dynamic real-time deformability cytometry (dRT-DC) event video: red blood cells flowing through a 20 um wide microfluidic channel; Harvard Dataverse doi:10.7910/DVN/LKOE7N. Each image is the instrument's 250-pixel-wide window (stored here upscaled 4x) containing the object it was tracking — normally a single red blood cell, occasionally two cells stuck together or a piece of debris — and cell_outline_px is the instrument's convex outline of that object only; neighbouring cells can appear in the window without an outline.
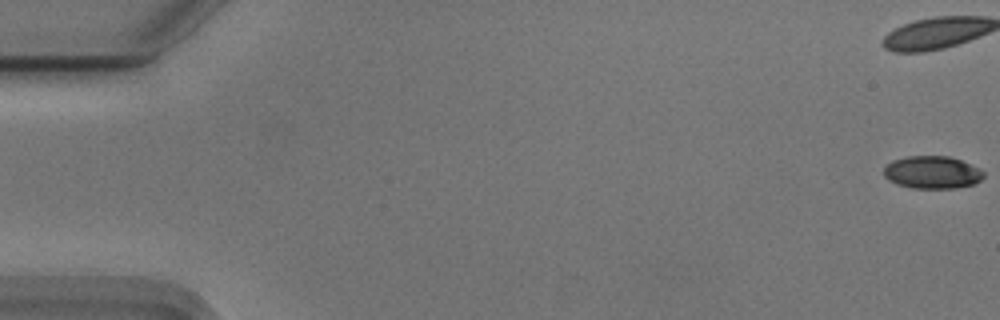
{"species": "Egyptian fruit bat (a non-hibernating species)", "species_latin": "Rousettus aegyptiacus", "temperature_condition": "cold", "stored_images_in_passage": 6, "camera_frame_rate_fps": 3000, "um_per_image_px": 0.085, "animal": {"sex": "male"}, "frame": {"image": 1, "passage_image": 1, "time_ms": 0.0, "image_size_px": [1000, 320], "cell_outline_px": [[984, 176], [980, 180], [972, 184], [956, 188], [912, 188], [896, 184], [888, 180], [884, 176], [884, 168], [892, 160], [908, 156], [948, 156], [960, 160], [980, 168], [984, 172]], "centroid_in_image_um": [79.23, 14.65], "position_along_channel_um": 5.8, "area_um2": 18.96}}